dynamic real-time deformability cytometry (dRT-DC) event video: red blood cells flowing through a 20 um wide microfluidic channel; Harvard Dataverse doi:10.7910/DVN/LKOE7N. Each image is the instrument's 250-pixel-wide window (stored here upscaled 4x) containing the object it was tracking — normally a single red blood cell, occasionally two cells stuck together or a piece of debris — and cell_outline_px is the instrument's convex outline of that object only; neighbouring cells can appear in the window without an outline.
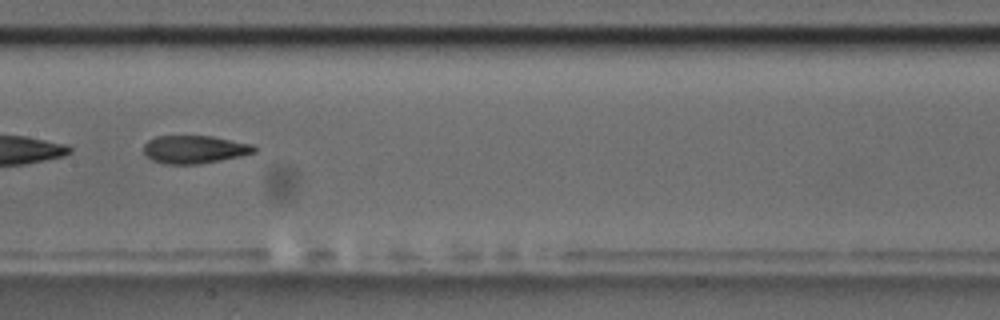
{"species": "common noctule bat (a hibernating species)", "species_latin": "Nyctalus noctula", "temperature_condition": "room temperature", "stored_images_in_passage": 24, "segment_of_instrument_passage": [2, 2], "camera_frame_rate_fps": 3000, "um_per_image_px": 0.085, "animal": {"sex": "male", "body_mass_g": 17.5, "forearm_length_mm": 52.3}, "frame": {"image": 1, "passage_image": 21, "time_ms": 6.667, "image_size_px": [1000, 320], "cell_outline_px": [[256, 152], [240, 156], [200, 164], [164, 164], [152, 160], [144, 152], [144, 144], [148, 140], [156, 136], [212, 136], [256, 144]], "centroid_in_image_um": [16.57, 12.69], "position_along_channel_um": 190.8, "area_um2": 18.15}}